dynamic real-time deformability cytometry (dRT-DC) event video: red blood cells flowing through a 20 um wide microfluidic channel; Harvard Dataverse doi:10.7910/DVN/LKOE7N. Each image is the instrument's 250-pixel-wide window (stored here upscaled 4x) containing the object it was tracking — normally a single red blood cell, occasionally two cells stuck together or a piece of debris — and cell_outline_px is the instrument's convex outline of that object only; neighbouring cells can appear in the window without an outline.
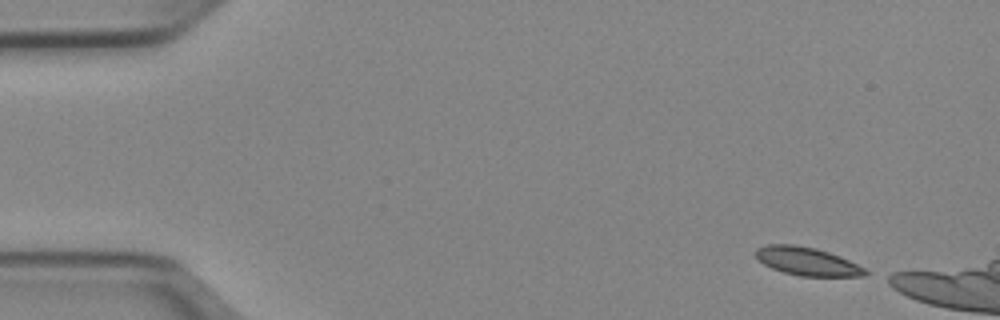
{"species": "Egyptian fruit bat (a non-hibernating species)", "species_latin": "Rousettus aegyptiacus", "temperature_condition": "cold", "stored_images_in_passage": 7, "camera_frame_rate_fps": 3000, "um_per_image_px": 0.085, "animal": {"sex": "female"}, "frame": {"image": 1, "passage_image": 1, "time_ms": 0.0, "image_size_px": [1000, 320], "cell_outline_px": [[868, 272], [864, 276], [800, 276], [784, 272], [772, 268], [764, 264], [756, 256], [756, 248], [768, 244], [796, 244], [816, 248], [840, 256], [864, 268]], "centroid_in_image_um": [68.59, 22.2], "position_along_channel_um": 16.4, "area_um2": 17.86}}